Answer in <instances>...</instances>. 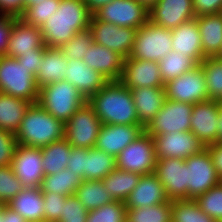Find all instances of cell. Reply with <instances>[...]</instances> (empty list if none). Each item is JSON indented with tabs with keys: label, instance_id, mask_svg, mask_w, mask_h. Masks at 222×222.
<instances>
[{
	"label": "cell",
	"instance_id": "1",
	"mask_svg": "<svg viewBox=\"0 0 222 222\" xmlns=\"http://www.w3.org/2000/svg\"><path fill=\"white\" fill-rule=\"evenodd\" d=\"M92 16L83 0H60L57 11L40 28L44 44L61 47L76 32L89 28Z\"/></svg>",
	"mask_w": 222,
	"mask_h": 222
},
{
	"label": "cell",
	"instance_id": "2",
	"mask_svg": "<svg viewBox=\"0 0 222 222\" xmlns=\"http://www.w3.org/2000/svg\"><path fill=\"white\" fill-rule=\"evenodd\" d=\"M87 102L102 124H141L131 91L120 81H109Z\"/></svg>",
	"mask_w": 222,
	"mask_h": 222
},
{
	"label": "cell",
	"instance_id": "3",
	"mask_svg": "<svg viewBox=\"0 0 222 222\" xmlns=\"http://www.w3.org/2000/svg\"><path fill=\"white\" fill-rule=\"evenodd\" d=\"M15 136L18 145L42 148L65 137L64 123L38 103H32L27 108Z\"/></svg>",
	"mask_w": 222,
	"mask_h": 222
},
{
	"label": "cell",
	"instance_id": "4",
	"mask_svg": "<svg viewBox=\"0 0 222 222\" xmlns=\"http://www.w3.org/2000/svg\"><path fill=\"white\" fill-rule=\"evenodd\" d=\"M85 102L78 89L63 79L40 88L37 103L65 124Z\"/></svg>",
	"mask_w": 222,
	"mask_h": 222
},
{
	"label": "cell",
	"instance_id": "5",
	"mask_svg": "<svg viewBox=\"0 0 222 222\" xmlns=\"http://www.w3.org/2000/svg\"><path fill=\"white\" fill-rule=\"evenodd\" d=\"M0 92L37 103L39 88L35 76L17 58L0 56Z\"/></svg>",
	"mask_w": 222,
	"mask_h": 222
},
{
	"label": "cell",
	"instance_id": "6",
	"mask_svg": "<svg viewBox=\"0 0 222 222\" xmlns=\"http://www.w3.org/2000/svg\"><path fill=\"white\" fill-rule=\"evenodd\" d=\"M172 51V30L148 21L136 33L130 58L159 62Z\"/></svg>",
	"mask_w": 222,
	"mask_h": 222
},
{
	"label": "cell",
	"instance_id": "7",
	"mask_svg": "<svg viewBox=\"0 0 222 222\" xmlns=\"http://www.w3.org/2000/svg\"><path fill=\"white\" fill-rule=\"evenodd\" d=\"M102 122L93 107L85 102L64 124L65 138L74 148L95 147Z\"/></svg>",
	"mask_w": 222,
	"mask_h": 222
},
{
	"label": "cell",
	"instance_id": "8",
	"mask_svg": "<svg viewBox=\"0 0 222 222\" xmlns=\"http://www.w3.org/2000/svg\"><path fill=\"white\" fill-rule=\"evenodd\" d=\"M156 160L153 137L143 132L116 157V168L148 175L154 173Z\"/></svg>",
	"mask_w": 222,
	"mask_h": 222
},
{
	"label": "cell",
	"instance_id": "9",
	"mask_svg": "<svg viewBox=\"0 0 222 222\" xmlns=\"http://www.w3.org/2000/svg\"><path fill=\"white\" fill-rule=\"evenodd\" d=\"M193 104L166 99L161 110L146 124L144 132L152 137L190 131Z\"/></svg>",
	"mask_w": 222,
	"mask_h": 222
},
{
	"label": "cell",
	"instance_id": "10",
	"mask_svg": "<svg viewBox=\"0 0 222 222\" xmlns=\"http://www.w3.org/2000/svg\"><path fill=\"white\" fill-rule=\"evenodd\" d=\"M187 165V199H195L220 184V175L213 166L206 148L185 159Z\"/></svg>",
	"mask_w": 222,
	"mask_h": 222
},
{
	"label": "cell",
	"instance_id": "11",
	"mask_svg": "<svg viewBox=\"0 0 222 222\" xmlns=\"http://www.w3.org/2000/svg\"><path fill=\"white\" fill-rule=\"evenodd\" d=\"M98 20L139 29L149 21V10L137 0H114L93 14Z\"/></svg>",
	"mask_w": 222,
	"mask_h": 222
},
{
	"label": "cell",
	"instance_id": "12",
	"mask_svg": "<svg viewBox=\"0 0 222 222\" xmlns=\"http://www.w3.org/2000/svg\"><path fill=\"white\" fill-rule=\"evenodd\" d=\"M166 99L196 104L208 100L204 71L199 64L194 69L165 83Z\"/></svg>",
	"mask_w": 222,
	"mask_h": 222
},
{
	"label": "cell",
	"instance_id": "13",
	"mask_svg": "<svg viewBox=\"0 0 222 222\" xmlns=\"http://www.w3.org/2000/svg\"><path fill=\"white\" fill-rule=\"evenodd\" d=\"M89 30L95 43L108 47L110 50L127 58L133 49L138 29L120 27L98 20L93 15Z\"/></svg>",
	"mask_w": 222,
	"mask_h": 222
},
{
	"label": "cell",
	"instance_id": "14",
	"mask_svg": "<svg viewBox=\"0 0 222 222\" xmlns=\"http://www.w3.org/2000/svg\"><path fill=\"white\" fill-rule=\"evenodd\" d=\"M156 159H187L201 152L205 146L192 132H173L153 137Z\"/></svg>",
	"mask_w": 222,
	"mask_h": 222
},
{
	"label": "cell",
	"instance_id": "15",
	"mask_svg": "<svg viewBox=\"0 0 222 222\" xmlns=\"http://www.w3.org/2000/svg\"><path fill=\"white\" fill-rule=\"evenodd\" d=\"M154 174L170 201L187 199V165L184 159H157Z\"/></svg>",
	"mask_w": 222,
	"mask_h": 222
},
{
	"label": "cell",
	"instance_id": "16",
	"mask_svg": "<svg viewBox=\"0 0 222 222\" xmlns=\"http://www.w3.org/2000/svg\"><path fill=\"white\" fill-rule=\"evenodd\" d=\"M218 100L208 99L193 104L190 118V132L207 146L218 142L217 124L219 118Z\"/></svg>",
	"mask_w": 222,
	"mask_h": 222
},
{
	"label": "cell",
	"instance_id": "17",
	"mask_svg": "<svg viewBox=\"0 0 222 222\" xmlns=\"http://www.w3.org/2000/svg\"><path fill=\"white\" fill-rule=\"evenodd\" d=\"M11 166L24 187L41 186L45 174L40 148L18 145Z\"/></svg>",
	"mask_w": 222,
	"mask_h": 222
},
{
	"label": "cell",
	"instance_id": "18",
	"mask_svg": "<svg viewBox=\"0 0 222 222\" xmlns=\"http://www.w3.org/2000/svg\"><path fill=\"white\" fill-rule=\"evenodd\" d=\"M128 89L139 87H165L159 63L127 57L119 80Z\"/></svg>",
	"mask_w": 222,
	"mask_h": 222
},
{
	"label": "cell",
	"instance_id": "19",
	"mask_svg": "<svg viewBox=\"0 0 222 222\" xmlns=\"http://www.w3.org/2000/svg\"><path fill=\"white\" fill-rule=\"evenodd\" d=\"M144 132L142 124H102L95 148L105 151L115 158L132 141Z\"/></svg>",
	"mask_w": 222,
	"mask_h": 222
},
{
	"label": "cell",
	"instance_id": "20",
	"mask_svg": "<svg viewBox=\"0 0 222 222\" xmlns=\"http://www.w3.org/2000/svg\"><path fill=\"white\" fill-rule=\"evenodd\" d=\"M192 0H159L149 10V21L167 29L195 19Z\"/></svg>",
	"mask_w": 222,
	"mask_h": 222
},
{
	"label": "cell",
	"instance_id": "21",
	"mask_svg": "<svg viewBox=\"0 0 222 222\" xmlns=\"http://www.w3.org/2000/svg\"><path fill=\"white\" fill-rule=\"evenodd\" d=\"M64 80L75 86L87 101L109 82L100 72L78 59H68Z\"/></svg>",
	"mask_w": 222,
	"mask_h": 222
},
{
	"label": "cell",
	"instance_id": "22",
	"mask_svg": "<svg viewBox=\"0 0 222 222\" xmlns=\"http://www.w3.org/2000/svg\"><path fill=\"white\" fill-rule=\"evenodd\" d=\"M85 64L100 72L109 81H119L125 57L97 43L88 47L82 59Z\"/></svg>",
	"mask_w": 222,
	"mask_h": 222
},
{
	"label": "cell",
	"instance_id": "23",
	"mask_svg": "<svg viewBox=\"0 0 222 222\" xmlns=\"http://www.w3.org/2000/svg\"><path fill=\"white\" fill-rule=\"evenodd\" d=\"M37 48H47L42 39L41 29L17 18L13 24L8 48L4 55L18 58Z\"/></svg>",
	"mask_w": 222,
	"mask_h": 222
},
{
	"label": "cell",
	"instance_id": "24",
	"mask_svg": "<svg viewBox=\"0 0 222 222\" xmlns=\"http://www.w3.org/2000/svg\"><path fill=\"white\" fill-rule=\"evenodd\" d=\"M172 51L180 52L186 57L193 58L198 64L205 59L196 19L172 29Z\"/></svg>",
	"mask_w": 222,
	"mask_h": 222
},
{
	"label": "cell",
	"instance_id": "25",
	"mask_svg": "<svg viewBox=\"0 0 222 222\" xmlns=\"http://www.w3.org/2000/svg\"><path fill=\"white\" fill-rule=\"evenodd\" d=\"M165 189L157 176L152 173L141 175L138 185L125 201L127 208L150 207L168 202Z\"/></svg>",
	"mask_w": 222,
	"mask_h": 222
},
{
	"label": "cell",
	"instance_id": "26",
	"mask_svg": "<svg viewBox=\"0 0 222 222\" xmlns=\"http://www.w3.org/2000/svg\"><path fill=\"white\" fill-rule=\"evenodd\" d=\"M130 91L137 117L145 127L163 107L166 100L165 87H139Z\"/></svg>",
	"mask_w": 222,
	"mask_h": 222
},
{
	"label": "cell",
	"instance_id": "27",
	"mask_svg": "<svg viewBox=\"0 0 222 222\" xmlns=\"http://www.w3.org/2000/svg\"><path fill=\"white\" fill-rule=\"evenodd\" d=\"M7 206L26 222L44 220V199L40 187H25Z\"/></svg>",
	"mask_w": 222,
	"mask_h": 222
},
{
	"label": "cell",
	"instance_id": "28",
	"mask_svg": "<svg viewBox=\"0 0 222 222\" xmlns=\"http://www.w3.org/2000/svg\"><path fill=\"white\" fill-rule=\"evenodd\" d=\"M67 61V57L59 48L47 47L35 76L36 86L40 89L44 85L63 80L66 75Z\"/></svg>",
	"mask_w": 222,
	"mask_h": 222
},
{
	"label": "cell",
	"instance_id": "29",
	"mask_svg": "<svg viewBox=\"0 0 222 222\" xmlns=\"http://www.w3.org/2000/svg\"><path fill=\"white\" fill-rule=\"evenodd\" d=\"M200 31L204 58H214L222 46V13L195 18Z\"/></svg>",
	"mask_w": 222,
	"mask_h": 222
},
{
	"label": "cell",
	"instance_id": "30",
	"mask_svg": "<svg viewBox=\"0 0 222 222\" xmlns=\"http://www.w3.org/2000/svg\"><path fill=\"white\" fill-rule=\"evenodd\" d=\"M141 174L116 168L102 179L106 194L113 201L125 202L138 185Z\"/></svg>",
	"mask_w": 222,
	"mask_h": 222
},
{
	"label": "cell",
	"instance_id": "31",
	"mask_svg": "<svg viewBox=\"0 0 222 222\" xmlns=\"http://www.w3.org/2000/svg\"><path fill=\"white\" fill-rule=\"evenodd\" d=\"M30 102L0 92V129L16 134Z\"/></svg>",
	"mask_w": 222,
	"mask_h": 222
},
{
	"label": "cell",
	"instance_id": "32",
	"mask_svg": "<svg viewBox=\"0 0 222 222\" xmlns=\"http://www.w3.org/2000/svg\"><path fill=\"white\" fill-rule=\"evenodd\" d=\"M40 149L45 176L55 174L67 168L72 146L65 137Z\"/></svg>",
	"mask_w": 222,
	"mask_h": 222
},
{
	"label": "cell",
	"instance_id": "33",
	"mask_svg": "<svg viewBox=\"0 0 222 222\" xmlns=\"http://www.w3.org/2000/svg\"><path fill=\"white\" fill-rule=\"evenodd\" d=\"M116 169V158L93 147L85 148L83 180H102Z\"/></svg>",
	"mask_w": 222,
	"mask_h": 222
},
{
	"label": "cell",
	"instance_id": "34",
	"mask_svg": "<svg viewBox=\"0 0 222 222\" xmlns=\"http://www.w3.org/2000/svg\"><path fill=\"white\" fill-rule=\"evenodd\" d=\"M81 176L75 175L66 168L55 174L44 176L40 189L42 193H56L63 196L75 195L77 188L83 182Z\"/></svg>",
	"mask_w": 222,
	"mask_h": 222
},
{
	"label": "cell",
	"instance_id": "35",
	"mask_svg": "<svg viewBox=\"0 0 222 222\" xmlns=\"http://www.w3.org/2000/svg\"><path fill=\"white\" fill-rule=\"evenodd\" d=\"M75 196L88 211L113 201L107 196L102 180H84L77 188Z\"/></svg>",
	"mask_w": 222,
	"mask_h": 222
},
{
	"label": "cell",
	"instance_id": "36",
	"mask_svg": "<svg viewBox=\"0 0 222 222\" xmlns=\"http://www.w3.org/2000/svg\"><path fill=\"white\" fill-rule=\"evenodd\" d=\"M158 63L164 84L199 65L193 58L176 51H171Z\"/></svg>",
	"mask_w": 222,
	"mask_h": 222
},
{
	"label": "cell",
	"instance_id": "37",
	"mask_svg": "<svg viewBox=\"0 0 222 222\" xmlns=\"http://www.w3.org/2000/svg\"><path fill=\"white\" fill-rule=\"evenodd\" d=\"M171 206V222H217L205 214L194 199L173 200Z\"/></svg>",
	"mask_w": 222,
	"mask_h": 222
},
{
	"label": "cell",
	"instance_id": "38",
	"mask_svg": "<svg viewBox=\"0 0 222 222\" xmlns=\"http://www.w3.org/2000/svg\"><path fill=\"white\" fill-rule=\"evenodd\" d=\"M172 201L150 207L127 208L126 222H171Z\"/></svg>",
	"mask_w": 222,
	"mask_h": 222
},
{
	"label": "cell",
	"instance_id": "39",
	"mask_svg": "<svg viewBox=\"0 0 222 222\" xmlns=\"http://www.w3.org/2000/svg\"><path fill=\"white\" fill-rule=\"evenodd\" d=\"M200 65L204 71L208 98L222 101V60L205 58Z\"/></svg>",
	"mask_w": 222,
	"mask_h": 222
},
{
	"label": "cell",
	"instance_id": "40",
	"mask_svg": "<svg viewBox=\"0 0 222 222\" xmlns=\"http://www.w3.org/2000/svg\"><path fill=\"white\" fill-rule=\"evenodd\" d=\"M60 0H44L40 3L26 7L23 14L19 17L26 24L41 28L49 19V16L58 9Z\"/></svg>",
	"mask_w": 222,
	"mask_h": 222
},
{
	"label": "cell",
	"instance_id": "41",
	"mask_svg": "<svg viewBox=\"0 0 222 222\" xmlns=\"http://www.w3.org/2000/svg\"><path fill=\"white\" fill-rule=\"evenodd\" d=\"M125 202L112 201L100 208L90 210L86 222H126Z\"/></svg>",
	"mask_w": 222,
	"mask_h": 222
},
{
	"label": "cell",
	"instance_id": "42",
	"mask_svg": "<svg viewBox=\"0 0 222 222\" xmlns=\"http://www.w3.org/2000/svg\"><path fill=\"white\" fill-rule=\"evenodd\" d=\"M194 200L205 214L222 222V185L212 187Z\"/></svg>",
	"mask_w": 222,
	"mask_h": 222
},
{
	"label": "cell",
	"instance_id": "43",
	"mask_svg": "<svg viewBox=\"0 0 222 222\" xmlns=\"http://www.w3.org/2000/svg\"><path fill=\"white\" fill-rule=\"evenodd\" d=\"M94 43L89 28L76 32L67 43L63 44L59 49L67 57V59L82 60L88 47Z\"/></svg>",
	"mask_w": 222,
	"mask_h": 222
},
{
	"label": "cell",
	"instance_id": "44",
	"mask_svg": "<svg viewBox=\"0 0 222 222\" xmlns=\"http://www.w3.org/2000/svg\"><path fill=\"white\" fill-rule=\"evenodd\" d=\"M24 188L11 165L0 167V203L8 204Z\"/></svg>",
	"mask_w": 222,
	"mask_h": 222
},
{
	"label": "cell",
	"instance_id": "45",
	"mask_svg": "<svg viewBox=\"0 0 222 222\" xmlns=\"http://www.w3.org/2000/svg\"><path fill=\"white\" fill-rule=\"evenodd\" d=\"M88 212L75 195H70L66 197L62 218L58 222H86Z\"/></svg>",
	"mask_w": 222,
	"mask_h": 222
},
{
	"label": "cell",
	"instance_id": "46",
	"mask_svg": "<svg viewBox=\"0 0 222 222\" xmlns=\"http://www.w3.org/2000/svg\"><path fill=\"white\" fill-rule=\"evenodd\" d=\"M44 199V220L58 222L62 218V209L67 196L56 193H42Z\"/></svg>",
	"mask_w": 222,
	"mask_h": 222
},
{
	"label": "cell",
	"instance_id": "47",
	"mask_svg": "<svg viewBox=\"0 0 222 222\" xmlns=\"http://www.w3.org/2000/svg\"><path fill=\"white\" fill-rule=\"evenodd\" d=\"M17 146L15 134L0 129V167L12 165Z\"/></svg>",
	"mask_w": 222,
	"mask_h": 222
},
{
	"label": "cell",
	"instance_id": "48",
	"mask_svg": "<svg viewBox=\"0 0 222 222\" xmlns=\"http://www.w3.org/2000/svg\"><path fill=\"white\" fill-rule=\"evenodd\" d=\"M45 49L46 48L34 49L31 52L22 54L17 59L21 65H24L34 76H36L39 71Z\"/></svg>",
	"mask_w": 222,
	"mask_h": 222
},
{
	"label": "cell",
	"instance_id": "49",
	"mask_svg": "<svg viewBox=\"0 0 222 222\" xmlns=\"http://www.w3.org/2000/svg\"><path fill=\"white\" fill-rule=\"evenodd\" d=\"M195 17L222 13V0H192Z\"/></svg>",
	"mask_w": 222,
	"mask_h": 222
},
{
	"label": "cell",
	"instance_id": "50",
	"mask_svg": "<svg viewBox=\"0 0 222 222\" xmlns=\"http://www.w3.org/2000/svg\"><path fill=\"white\" fill-rule=\"evenodd\" d=\"M18 17L0 15V56L6 53L13 24Z\"/></svg>",
	"mask_w": 222,
	"mask_h": 222
},
{
	"label": "cell",
	"instance_id": "51",
	"mask_svg": "<svg viewBox=\"0 0 222 222\" xmlns=\"http://www.w3.org/2000/svg\"><path fill=\"white\" fill-rule=\"evenodd\" d=\"M84 163H85V148H74L69 157L67 163V168L72 170V172L83 178L84 176Z\"/></svg>",
	"mask_w": 222,
	"mask_h": 222
},
{
	"label": "cell",
	"instance_id": "52",
	"mask_svg": "<svg viewBox=\"0 0 222 222\" xmlns=\"http://www.w3.org/2000/svg\"><path fill=\"white\" fill-rule=\"evenodd\" d=\"M24 10V0H0V15H9L19 18Z\"/></svg>",
	"mask_w": 222,
	"mask_h": 222
},
{
	"label": "cell",
	"instance_id": "53",
	"mask_svg": "<svg viewBox=\"0 0 222 222\" xmlns=\"http://www.w3.org/2000/svg\"><path fill=\"white\" fill-rule=\"evenodd\" d=\"M208 150L213 166L215 167L217 173L221 176L222 175V142H217L214 144H209L205 146Z\"/></svg>",
	"mask_w": 222,
	"mask_h": 222
},
{
	"label": "cell",
	"instance_id": "54",
	"mask_svg": "<svg viewBox=\"0 0 222 222\" xmlns=\"http://www.w3.org/2000/svg\"><path fill=\"white\" fill-rule=\"evenodd\" d=\"M2 222H26V220L6 205L3 210Z\"/></svg>",
	"mask_w": 222,
	"mask_h": 222
},
{
	"label": "cell",
	"instance_id": "55",
	"mask_svg": "<svg viewBox=\"0 0 222 222\" xmlns=\"http://www.w3.org/2000/svg\"><path fill=\"white\" fill-rule=\"evenodd\" d=\"M114 0H83L86 6L89 8V11L94 14L104 5L111 3Z\"/></svg>",
	"mask_w": 222,
	"mask_h": 222
},
{
	"label": "cell",
	"instance_id": "56",
	"mask_svg": "<svg viewBox=\"0 0 222 222\" xmlns=\"http://www.w3.org/2000/svg\"><path fill=\"white\" fill-rule=\"evenodd\" d=\"M218 142H222V101L219 103V118L217 124Z\"/></svg>",
	"mask_w": 222,
	"mask_h": 222
},
{
	"label": "cell",
	"instance_id": "57",
	"mask_svg": "<svg viewBox=\"0 0 222 222\" xmlns=\"http://www.w3.org/2000/svg\"><path fill=\"white\" fill-rule=\"evenodd\" d=\"M142 5H144L148 10H150L159 0H137Z\"/></svg>",
	"mask_w": 222,
	"mask_h": 222
},
{
	"label": "cell",
	"instance_id": "58",
	"mask_svg": "<svg viewBox=\"0 0 222 222\" xmlns=\"http://www.w3.org/2000/svg\"><path fill=\"white\" fill-rule=\"evenodd\" d=\"M42 1H44V0H24V2H25V8H26V7H29V6H32V5H34V4L40 3V2H42Z\"/></svg>",
	"mask_w": 222,
	"mask_h": 222
},
{
	"label": "cell",
	"instance_id": "59",
	"mask_svg": "<svg viewBox=\"0 0 222 222\" xmlns=\"http://www.w3.org/2000/svg\"><path fill=\"white\" fill-rule=\"evenodd\" d=\"M7 204H4V203H0V222H2V219H3V210L5 208Z\"/></svg>",
	"mask_w": 222,
	"mask_h": 222
},
{
	"label": "cell",
	"instance_id": "60",
	"mask_svg": "<svg viewBox=\"0 0 222 222\" xmlns=\"http://www.w3.org/2000/svg\"><path fill=\"white\" fill-rule=\"evenodd\" d=\"M215 58H217L218 60H222V46H221V49H220L218 55Z\"/></svg>",
	"mask_w": 222,
	"mask_h": 222
},
{
	"label": "cell",
	"instance_id": "61",
	"mask_svg": "<svg viewBox=\"0 0 222 222\" xmlns=\"http://www.w3.org/2000/svg\"><path fill=\"white\" fill-rule=\"evenodd\" d=\"M36 222H50V221L40 220V221H36Z\"/></svg>",
	"mask_w": 222,
	"mask_h": 222
},
{
	"label": "cell",
	"instance_id": "62",
	"mask_svg": "<svg viewBox=\"0 0 222 222\" xmlns=\"http://www.w3.org/2000/svg\"><path fill=\"white\" fill-rule=\"evenodd\" d=\"M220 185H222V175L220 176Z\"/></svg>",
	"mask_w": 222,
	"mask_h": 222
}]
</instances>
